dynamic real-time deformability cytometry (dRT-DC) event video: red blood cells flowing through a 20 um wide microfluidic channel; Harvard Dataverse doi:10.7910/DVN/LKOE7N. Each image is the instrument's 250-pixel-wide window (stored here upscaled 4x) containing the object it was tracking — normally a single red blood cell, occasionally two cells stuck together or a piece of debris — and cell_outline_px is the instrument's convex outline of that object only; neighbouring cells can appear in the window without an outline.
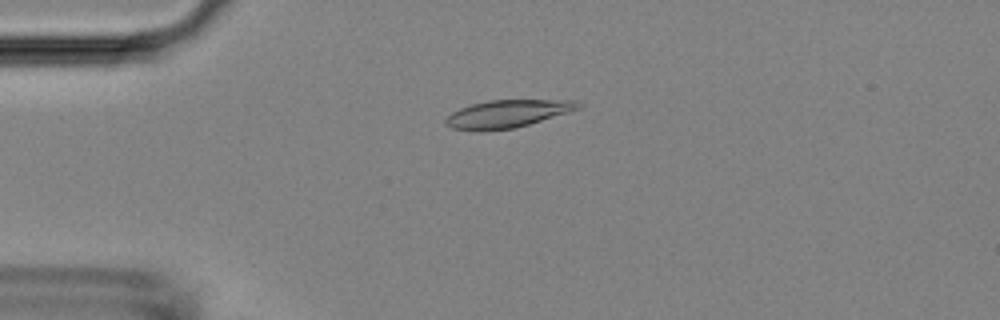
{"species": "Egyptian fruit bat (a non-hibernating species)", "species_latin": "Rousettus aegyptiacus", "temperature_condition": "room temperature", "stored_images_in_passage": 6, "camera_frame_rate_fps": 3000, "um_per_image_px": 0.085, "animal": {"sex": "female"}, "frame": {"image": 1, "passage_image": 4, "time_ms": 3.333, "image_size_px": [1000, 320], "cell_outline_px": [[584, 104], [580, 108], [568, 112], [528, 124], [512, 128], [484, 132], [476, 132], [452, 128], [444, 124], [444, 120], [452, 112], [460, 108], [472, 104], [488, 100], [576, 100]], "centroid_in_image_um": [43.09, 9.68], "position_along_channel_um": 41.9, "area_um2": 21.5}}